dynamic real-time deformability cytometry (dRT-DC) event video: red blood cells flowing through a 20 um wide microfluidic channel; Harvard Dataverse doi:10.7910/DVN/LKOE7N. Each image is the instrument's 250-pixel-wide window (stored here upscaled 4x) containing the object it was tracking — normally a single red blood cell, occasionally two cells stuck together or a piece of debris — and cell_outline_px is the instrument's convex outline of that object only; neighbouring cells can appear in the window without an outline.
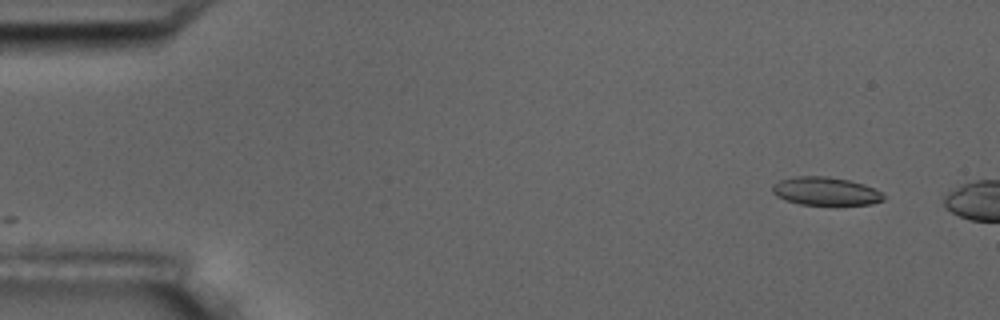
{"species": "common noctule bat (a hibernating species)", "species_latin": "Nyctalus noctula", "temperature_condition": "room temperature", "stored_images_in_passage": 2, "camera_frame_rate_fps": 3000, "um_per_image_px": 0.085, "animal": {"sex": "male", "body_mass_g": 17.5, "forearm_length_mm": 52.3}, "frame": {"image": 1, "passage_image": 2, "time_ms": 1.333, "image_size_px": [1000, 320], "cell_outline_px": [[884, 200], [872, 204], [800, 204], [784, 200], [776, 196], [772, 192], [772, 184], [780, 180], [796, 176], [828, 176], [848, 180], [864, 184], [880, 192], [884, 196]], "centroid_in_image_um": [70.13, 16.24], "position_along_channel_um": 14.9, "area_um2": 18.15}}